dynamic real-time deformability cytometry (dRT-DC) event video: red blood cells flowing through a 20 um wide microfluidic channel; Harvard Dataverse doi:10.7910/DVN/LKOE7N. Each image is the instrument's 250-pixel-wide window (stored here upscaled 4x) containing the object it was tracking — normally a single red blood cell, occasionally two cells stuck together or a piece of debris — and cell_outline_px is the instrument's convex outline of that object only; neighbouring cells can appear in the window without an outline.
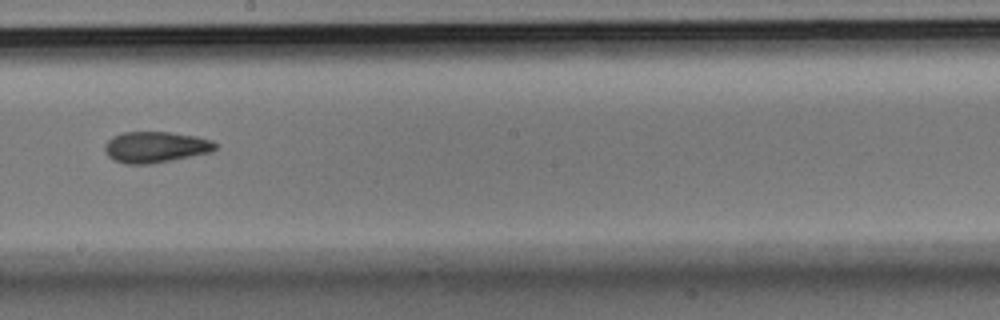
{"species": "Egyptian fruit bat (a non-hibernating species)", "species_latin": "Rousettus aegyptiacus", "temperature_condition": "room temperature", "stored_images_in_passage": 16, "camera_frame_rate_fps": 3000, "um_per_image_px": 0.085, "animal": {"sex": "male"}, "frame": {"image": 1, "passage_image": 10, "time_ms": 3.0, "image_size_px": [1000, 320], "cell_outline_px": [[216, 148], [212, 152], [172, 160], [148, 164], [124, 164], [112, 160], [108, 156], [104, 148], [104, 144], [112, 136], [124, 132], [172, 132], [196, 136], [212, 140], [216, 144]], "centroid_in_image_um": [13.2, 12.5], "position_along_channel_um": 235.0, "area_um2": 20.17}}
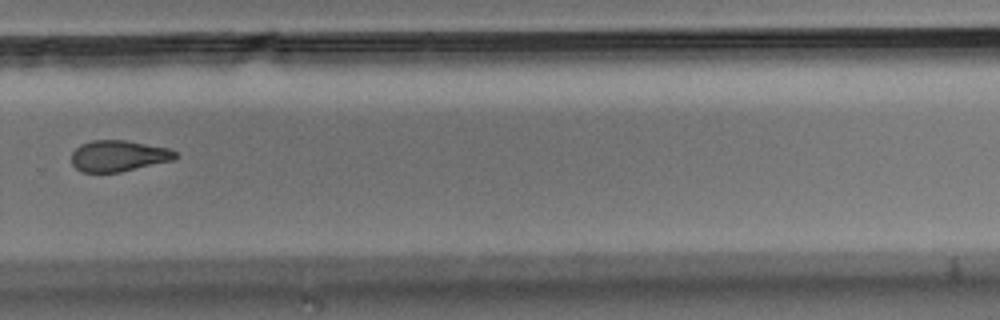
{"frame": {"image": 2, "passage_image": 12, "time_ms": 3.667, "image_size_px": [1000, 320], "cell_outline_px": [[180, 156], [172, 160], [120, 172], [80, 172], [72, 164], [72, 152], [80, 144], [92, 140], [124, 140], [168, 148], [176, 152]], "centroid_in_image_um": [10.05, 13.25], "position_along_channel_um": 319.7, "area_um2": 18.79}}